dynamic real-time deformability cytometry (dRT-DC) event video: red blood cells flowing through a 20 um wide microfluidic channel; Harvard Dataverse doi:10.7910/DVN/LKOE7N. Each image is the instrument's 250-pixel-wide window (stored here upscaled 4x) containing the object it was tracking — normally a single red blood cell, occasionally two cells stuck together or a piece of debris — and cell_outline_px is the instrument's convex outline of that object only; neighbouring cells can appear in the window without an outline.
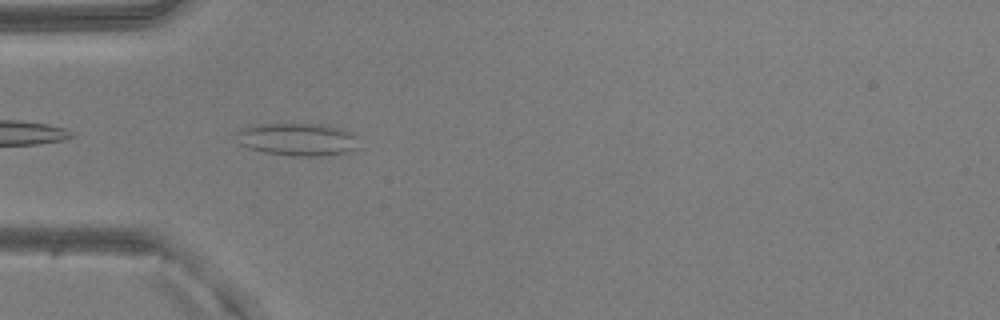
{"species": "common noctule bat (a hibernating species)", "species_latin": "Nyctalus noctula", "temperature_condition": "warm", "stored_images_in_passage": 8, "camera_frame_rate_fps": 3000, "um_per_image_px": 0.085, "animal": {"sex": "male", "body_mass_g": 20.5, "forearm_length_mm": 52.5}, "frame": {"image": 1, "passage_image": 2, "time_ms": 0.333, "image_size_px": [1000, 320], "cell_outline_px": [[360, 148], [348, 152], [328, 156], [288, 156], [264, 152], [248, 148], [240, 144], [236, 132], [240, 128], [248, 124], [324, 124], [340, 128], [352, 132], [356, 136]], "centroid_in_image_um": [25.31, 11.85], "position_along_channel_um": 59.7, "area_um2": 23.87}}
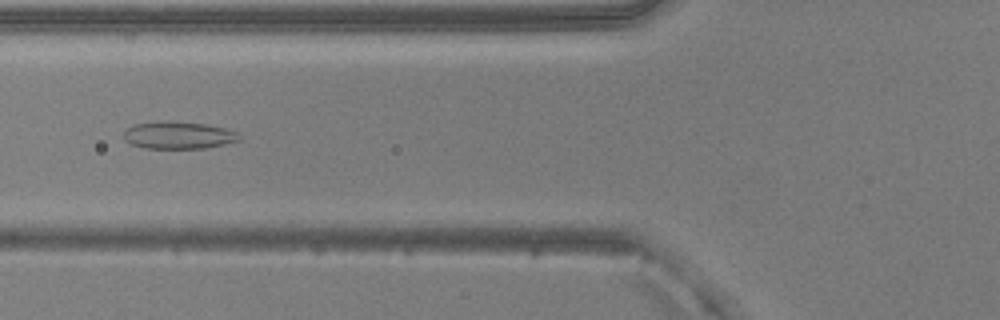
{"frame": {"image": 2, "passage_image": 6, "time_ms": 1.667, "image_size_px": [1000, 320], "cell_outline_px": [[240, 140], [224, 144], [204, 148], [144, 148], [128, 144], [124, 140], [124, 132], [128, 128], [136, 124], [204, 124], [224, 128], [236, 132], [240, 136]], "centroid_in_image_um": [15.17, 11.56], "position_along_channel_um": 110.6, "area_um2": 17.34}}